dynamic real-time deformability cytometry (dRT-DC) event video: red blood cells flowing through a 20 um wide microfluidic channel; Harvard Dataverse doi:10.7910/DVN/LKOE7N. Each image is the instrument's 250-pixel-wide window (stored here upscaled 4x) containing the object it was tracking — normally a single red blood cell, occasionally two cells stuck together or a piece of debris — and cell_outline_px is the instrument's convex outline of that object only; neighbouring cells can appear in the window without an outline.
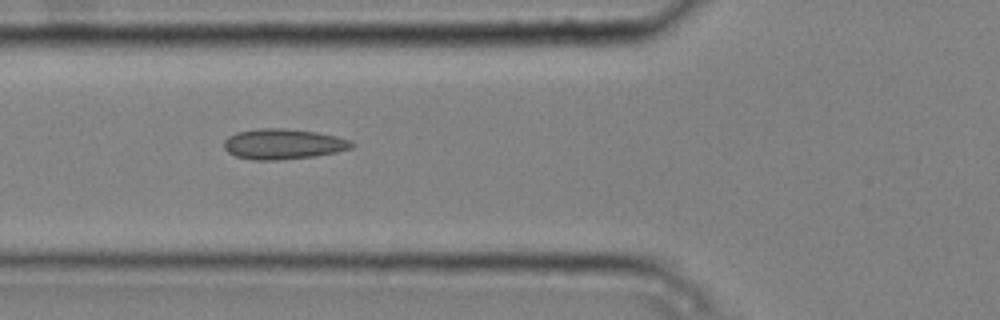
{"species": "common noctule bat (a hibernating species)", "species_latin": "Nyctalus noctula", "temperature_condition": "cold", "stored_images_in_passage": 6, "camera_frame_rate_fps": 3000, "um_per_image_px": 0.085, "animal": {"sex": "male", "body_mass_g": 20.4}, "frame": {"image": 1, "passage_image": 5, "time_ms": 1.333, "image_size_px": [1000, 320], "cell_outline_px": [[356, 144], [352, 148], [336, 152], [316, 156], [280, 160], [252, 160], [236, 156], [228, 152], [224, 148], [224, 140], [228, 136], [236, 132], [260, 128], [280, 128], [316, 132], [336, 136], [348, 140]], "centroid_in_image_um": [24.05, 12.25], "position_along_channel_um": 101.7, "area_um2": 22.66}}
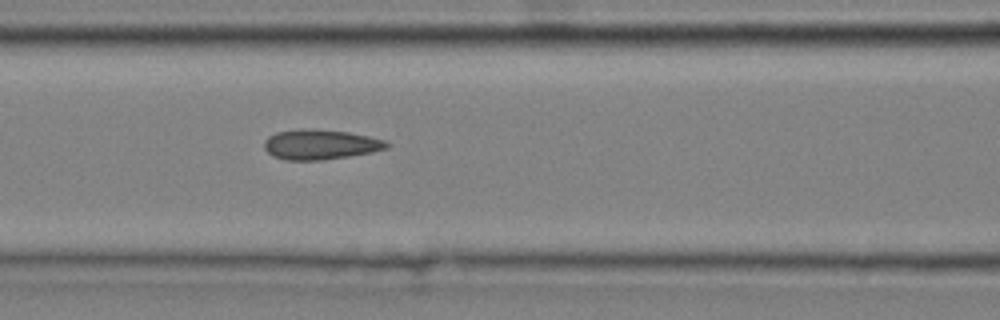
{"frame": {"image": 2, "passage_image": 6, "time_ms": 1.667, "image_size_px": [1000, 320], "cell_outline_px": [[392, 144], [388, 148], [372, 152], [348, 156], [320, 160], [284, 160], [272, 156], [264, 148], [264, 140], [268, 136], [276, 132], [300, 128], [316, 128], [348, 132], [368, 136], [384, 140]], "centroid_in_image_um": [27.21, 12.27], "position_along_channel_um": 139.4, "area_um2": 21.68}}